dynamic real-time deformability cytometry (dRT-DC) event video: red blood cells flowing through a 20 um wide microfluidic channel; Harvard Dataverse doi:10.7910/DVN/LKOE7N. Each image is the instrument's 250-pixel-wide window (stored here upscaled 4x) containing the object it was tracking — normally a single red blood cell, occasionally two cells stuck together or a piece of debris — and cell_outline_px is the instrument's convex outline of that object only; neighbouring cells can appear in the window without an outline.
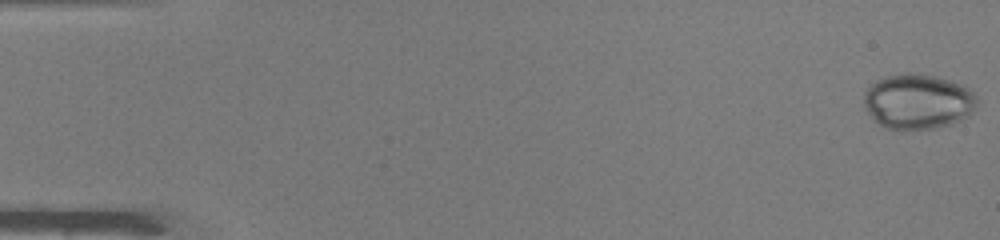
{"species": "common noctule bat (a hibernating species)", "species_latin": "Nyctalus noctula", "temperature_condition": "warm", "stored_images_in_passage": 49, "camera_frame_rate_fps": 3000, "um_per_image_px": 0.085, "animal": {"sex": "male", "body_mass_g": 19.0, "forearm_length_mm": 50.8}, "frame": {"image": 1, "passage_image": 1, "time_ms": 0.0, "image_size_px": [1000, 240], "cell_outline_px": [[976, 104], [972, 112], [968, 116], [952, 124], [936, 128], [888, 128], [872, 120], [864, 104], [864, 92], [876, 80], [884, 76], [904, 72], [912, 72], [932, 76], [948, 80], [968, 88], [976, 96]], "centroid_in_image_um": [77.99, 8.61], "position_along_channel_um": 7.0, "area_um2": 36.07}}
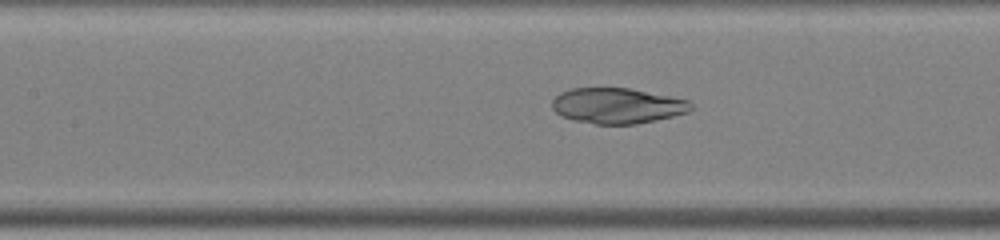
{"frame": {"image": 2, "passage_image": 23, "time_ms": 7.333, "image_size_px": [1000, 240], "cell_outline_px": [[692, 108], [688, 112], [656, 120], [636, 124], [596, 124], [572, 120], [560, 116], [552, 108], [552, 100], [560, 92], [568, 88], [632, 88], [688, 100], [692, 104]], "centroid_in_image_um": [52.44, 8.98], "position_along_channel_um": 155.0, "area_um2": 28.9}}
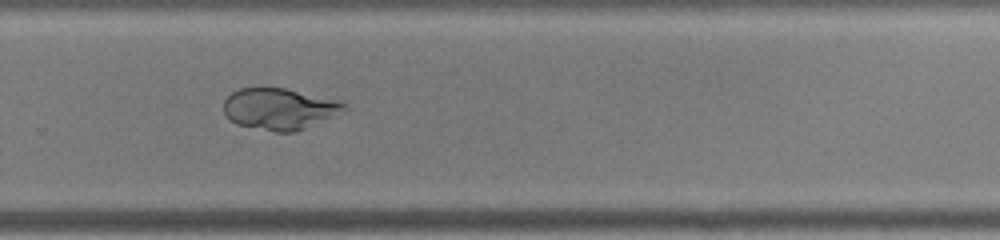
{"frame": {"image": 3, "passage_image": 34, "time_ms": 11.0, "image_size_px": [1000, 240], "cell_outline_px": [[348, 112], [296, 132], [276, 132], [236, 124], [228, 120], [224, 116], [224, 100], [232, 92], [240, 88], [284, 88], [332, 100], [344, 104], [348, 108]], "centroid_in_image_um": [23.74, 9.28], "position_along_channel_um": 306.1, "area_um2": 29.13}}